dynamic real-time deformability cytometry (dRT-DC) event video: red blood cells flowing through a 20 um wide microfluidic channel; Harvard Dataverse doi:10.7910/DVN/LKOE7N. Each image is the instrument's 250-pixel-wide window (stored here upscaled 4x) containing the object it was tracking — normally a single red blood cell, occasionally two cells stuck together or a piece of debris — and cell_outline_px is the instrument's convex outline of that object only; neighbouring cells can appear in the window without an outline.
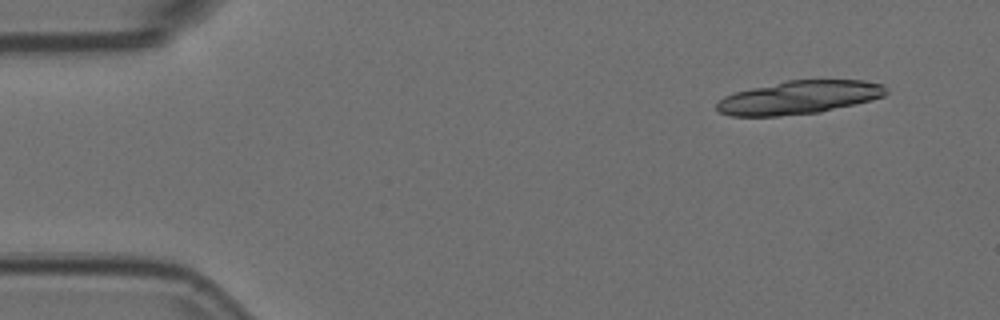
{"species": "Egyptian fruit bat (a non-hibernating species)", "species_latin": "Rousettus aegyptiacus", "temperature_condition": "room temperature", "stored_images_in_passage": 6, "camera_frame_rate_fps": 3000, "um_per_image_px": 0.085, "animal": {"sex": "female"}, "frame": {"image": 1, "passage_image": 1, "time_ms": 0.0, "image_size_px": [1000, 320], "cell_outline_px": [[888, 92], [884, 96], [820, 112], [780, 116], [732, 116], [720, 112], [716, 108], [716, 104], [724, 96], [736, 92], [752, 88], [788, 80], [864, 80], [884, 84]], "centroid_in_image_um": [67.92, 8.28], "position_along_channel_um": 17.1, "area_um2": 32.54}}